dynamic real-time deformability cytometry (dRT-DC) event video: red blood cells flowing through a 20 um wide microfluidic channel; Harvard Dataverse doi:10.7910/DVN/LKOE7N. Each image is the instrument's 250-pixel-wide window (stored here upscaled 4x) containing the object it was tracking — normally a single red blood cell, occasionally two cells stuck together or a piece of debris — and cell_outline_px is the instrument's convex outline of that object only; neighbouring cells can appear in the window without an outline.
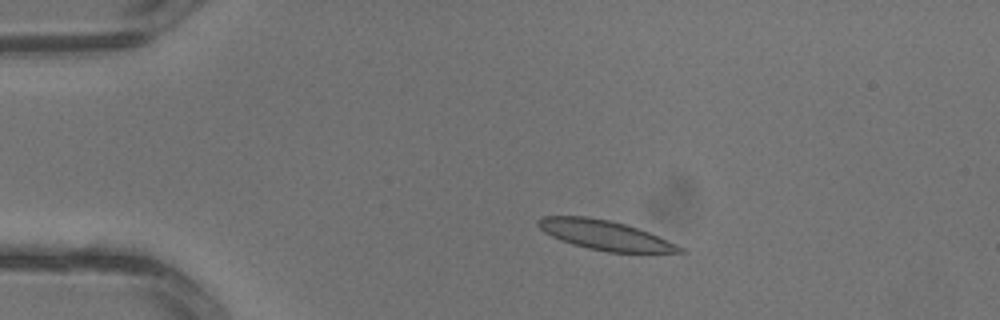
{"species": "common noctule bat (a hibernating species)", "species_latin": "Nyctalus noctula", "temperature_condition": "warm", "stored_images_in_passage": 3, "camera_frame_rate_fps": 3000, "um_per_image_px": 0.085, "animal": {"sex": "male", "body_mass_g": 13.3}, "frame": {"image": 1, "passage_image": 2, "time_ms": 0.333, "image_size_px": [1000, 320], "cell_outline_px": [[688, 252], [608, 252], [588, 248], [572, 244], [560, 240], [544, 232], [536, 224], [536, 220], [544, 216], [588, 216], [608, 220], [624, 224], [648, 232], [676, 244], [684, 248]], "centroid_in_image_um": [51.37, 19.98], "position_along_channel_um": 33.6, "area_um2": 24.1}}
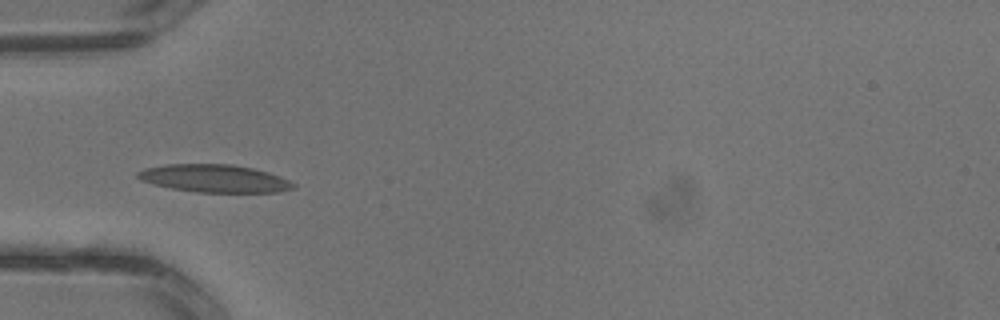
{"frame": {"image": 2, "passage_image": 3, "time_ms": 0.667, "image_size_px": [1000, 320], "cell_outline_px": [[296, 188], [276, 192], [196, 192], [172, 188], [152, 184], [140, 180], [136, 176], [136, 172], [144, 168], [164, 164], [232, 164], [252, 168], [268, 172], [280, 176], [296, 184]], "centroid_in_image_um": [18.2, 15.16], "position_along_channel_um": 66.8, "area_um2": 25.26}}